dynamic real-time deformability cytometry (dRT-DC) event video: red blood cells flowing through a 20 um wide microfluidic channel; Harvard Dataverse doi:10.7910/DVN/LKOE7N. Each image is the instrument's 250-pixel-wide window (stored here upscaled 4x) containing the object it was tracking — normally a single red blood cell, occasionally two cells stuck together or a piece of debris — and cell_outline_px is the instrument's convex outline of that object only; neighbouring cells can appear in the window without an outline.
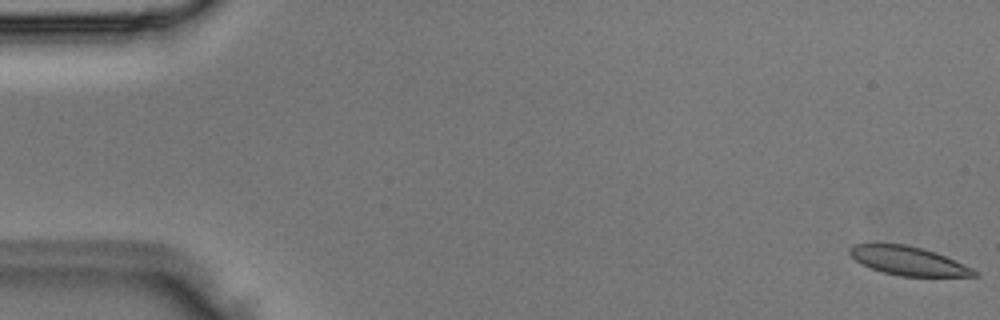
{"species": "Egyptian fruit bat (a non-hibernating species)", "species_latin": "Rousettus aegyptiacus", "temperature_condition": "room temperature", "stored_images_in_passage": 5, "camera_frame_rate_fps": 3000, "um_per_image_px": 0.085, "animal": {"sex": "male"}, "frame": {"image": 1, "passage_image": 1, "time_ms": 0.0, "image_size_px": [1000, 320], "cell_outline_px": [[980, 276], [900, 276], [884, 272], [872, 268], [856, 260], [848, 252], [848, 248], [852, 244], [904, 244], [924, 248], [936, 252], [972, 268], [980, 272]], "centroid_in_image_um": [77.23, 22.17], "position_along_channel_um": 7.8, "area_um2": 20.69}}